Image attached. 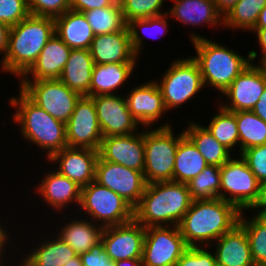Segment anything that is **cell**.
Returning <instances> with one entry per match:
<instances>
[{"label":"cell","mask_w":266,"mask_h":266,"mask_svg":"<svg viewBox=\"0 0 266 266\" xmlns=\"http://www.w3.org/2000/svg\"><path fill=\"white\" fill-rule=\"evenodd\" d=\"M240 214L221 198L193 200L178 227L188 247L210 246L239 224Z\"/></svg>","instance_id":"6da1fadb"},{"label":"cell","mask_w":266,"mask_h":266,"mask_svg":"<svg viewBox=\"0 0 266 266\" xmlns=\"http://www.w3.org/2000/svg\"><path fill=\"white\" fill-rule=\"evenodd\" d=\"M17 96L8 98L9 106L15 108L12 113L14 125L18 124L23 142L36 146L43 151L48 160L53 154L67 147L66 124L53 118L36 105L20 88ZM33 144V145H32ZM42 150V151H41Z\"/></svg>","instance_id":"7a4b0ae2"},{"label":"cell","mask_w":266,"mask_h":266,"mask_svg":"<svg viewBox=\"0 0 266 266\" xmlns=\"http://www.w3.org/2000/svg\"><path fill=\"white\" fill-rule=\"evenodd\" d=\"M189 34L188 39L192 42L196 53L192 58L199 66L204 87L208 89L212 87L214 91L216 89L220 97L237 76L251 64L249 52L247 55H242L238 50L235 51L201 33L197 34V31H189Z\"/></svg>","instance_id":"3957f363"},{"label":"cell","mask_w":266,"mask_h":266,"mask_svg":"<svg viewBox=\"0 0 266 266\" xmlns=\"http://www.w3.org/2000/svg\"><path fill=\"white\" fill-rule=\"evenodd\" d=\"M55 34L52 17L29 15L9 31L8 49L0 59L3 74L20 78L37 60L41 50Z\"/></svg>","instance_id":"277c9868"},{"label":"cell","mask_w":266,"mask_h":266,"mask_svg":"<svg viewBox=\"0 0 266 266\" xmlns=\"http://www.w3.org/2000/svg\"><path fill=\"white\" fill-rule=\"evenodd\" d=\"M192 201L186 183L165 181L147 184L134 208V219L145 228L178 226Z\"/></svg>","instance_id":"5b68a950"},{"label":"cell","mask_w":266,"mask_h":266,"mask_svg":"<svg viewBox=\"0 0 266 266\" xmlns=\"http://www.w3.org/2000/svg\"><path fill=\"white\" fill-rule=\"evenodd\" d=\"M168 66L158 78L160 80H154L161 90L166 110L171 112L182 108L184 104H189L191 100L193 102V99H196L194 97L200 95L198 93L205 87L199 66L192 55L178 57Z\"/></svg>","instance_id":"8992f818"},{"label":"cell","mask_w":266,"mask_h":266,"mask_svg":"<svg viewBox=\"0 0 266 266\" xmlns=\"http://www.w3.org/2000/svg\"><path fill=\"white\" fill-rule=\"evenodd\" d=\"M174 130L173 126L145 128L143 173L147 184L173 181L175 154L179 141L185 136L184 130L179 134Z\"/></svg>","instance_id":"52a82bcc"},{"label":"cell","mask_w":266,"mask_h":266,"mask_svg":"<svg viewBox=\"0 0 266 266\" xmlns=\"http://www.w3.org/2000/svg\"><path fill=\"white\" fill-rule=\"evenodd\" d=\"M78 211L79 215L90 219L103 228L123 224L134 219V208L120 195L96 181L81 187V201Z\"/></svg>","instance_id":"ba28073f"},{"label":"cell","mask_w":266,"mask_h":266,"mask_svg":"<svg viewBox=\"0 0 266 266\" xmlns=\"http://www.w3.org/2000/svg\"><path fill=\"white\" fill-rule=\"evenodd\" d=\"M220 178L221 199L234 204L240 211H249L255 205L260 182L241 155H233L221 166Z\"/></svg>","instance_id":"9c48e42d"},{"label":"cell","mask_w":266,"mask_h":266,"mask_svg":"<svg viewBox=\"0 0 266 266\" xmlns=\"http://www.w3.org/2000/svg\"><path fill=\"white\" fill-rule=\"evenodd\" d=\"M18 87L53 118L67 123L81 95L60 79L17 81Z\"/></svg>","instance_id":"30bf717a"},{"label":"cell","mask_w":266,"mask_h":266,"mask_svg":"<svg viewBox=\"0 0 266 266\" xmlns=\"http://www.w3.org/2000/svg\"><path fill=\"white\" fill-rule=\"evenodd\" d=\"M47 169L44 168L46 172L42 171V174H45L39 177L40 181L37 186L35 184V186L32 187L34 188L33 190H35L32 193H36L35 196L37 197L39 195L38 200L41 198L39 202H43L46 207L48 206V209L50 208V210L44 208V211H55L56 213L54 212L53 214H57L58 216L66 215L63 216L64 218L67 217V215H70L71 212L72 214L73 212H78L81 201V187L75 181L58 173L54 168L52 169V167H48Z\"/></svg>","instance_id":"8fae6325"},{"label":"cell","mask_w":266,"mask_h":266,"mask_svg":"<svg viewBox=\"0 0 266 266\" xmlns=\"http://www.w3.org/2000/svg\"><path fill=\"white\" fill-rule=\"evenodd\" d=\"M188 246L178 226L145 228L142 261L144 266H175Z\"/></svg>","instance_id":"7c38bea8"},{"label":"cell","mask_w":266,"mask_h":266,"mask_svg":"<svg viewBox=\"0 0 266 266\" xmlns=\"http://www.w3.org/2000/svg\"><path fill=\"white\" fill-rule=\"evenodd\" d=\"M265 88L266 66L251 63L216 101L223 109L230 112L252 111Z\"/></svg>","instance_id":"4fadbf2b"},{"label":"cell","mask_w":266,"mask_h":266,"mask_svg":"<svg viewBox=\"0 0 266 266\" xmlns=\"http://www.w3.org/2000/svg\"><path fill=\"white\" fill-rule=\"evenodd\" d=\"M144 82L134 85V87L128 86L127 95H124L132 117L138 122L140 127L144 128L173 126L172 120L160 122L158 126H155L169 112L166 110L161 90L155 80Z\"/></svg>","instance_id":"5bb4252c"},{"label":"cell","mask_w":266,"mask_h":266,"mask_svg":"<svg viewBox=\"0 0 266 266\" xmlns=\"http://www.w3.org/2000/svg\"><path fill=\"white\" fill-rule=\"evenodd\" d=\"M95 181L120 195L135 208L147 185L144 173L113 162L100 156L95 167Z\"/></svg>","instance_id":"9a60e30c"},{"label":"cell","mask_w":266,"mask_h":266,"mask_svg":"<svg viewBox=\"0 0 266 266\" xmlns=\"http://www.w3.org/2000/svg\"><path fill=\"white\" fill-rule=\"evenodd\" d=\"M102 138L94 101L91 97L81 96L66 123L68 147L99 150Z\"/></svg>","instance_id":"2e32d148"},{"label":"cell","mask_w":266,"mask_h":266,"mask_svg":"<svg viewBox=\"0 0 266 266\" xmlns=\"http://www.w3.org/2000/svg\"><path fill=\"white\" fill-rule=\"evenodd\" d=\"M91 98L94 101L103 137L127 135L142 129L128 110L124 93Z\"/></svg>","instance_id":"e0dca14e"},{"label":"cell","mask_w":266,"mask_h":266,"mask_svg":"<svg viewBox=\"0 0 266 266\" xmlns=\"http://www.w3.org/2000/svg\"><path fill=\"white\" fill-rule=\"evenodd\" d=\"M145 227L135 219L104 227L101 241L112 261L142 258Z\"/></svg>","instance_id":"ac0fdd59"},{"label":"cell","mask_w":266,"mask_h":266,"mask_svg":"<svg viewBox=\"0 0 266 266\" xmlns=\"http://www.w3.org/2000/svg\"><path fill=\"white\" fill-rule=\"evenodd\" d=\"M144 129L142 127V131L127 135L103 137L98 150L99 156L104 161L144 172Z\"/></svg>","instance_id":"d6986e66"},{"label":"cell","mask_w":266,"mask_h":266,"mask_svg":"<svg viewBox=\"0 0 266 266\" xmlns=\"http://www.w3.org/2000/svg\"><path fill=\"white\" fill-rule=\"evenodd\" d=\"M98 157V150L67 146L53 154L47 163L52 165L49 167L83 187L95 181Z\"/></svg>","instance_id":"ffe728a7"},{"label":"cell","mask_w":266,"mask_h":266,"mask_svg":"<svg viewBox=\"0 0 266 266\" xmlns=\"http://www.w3.org/2000/svg\"><path fill=\"white\" fill-rule=\"evenodd\" d=\"M51 231V228L46 231L47 233L50 232L51 235L50 233L42 232L45 238L41 235L37 236L40 241L36 240V236L34 237L35 239L27 241L26 244L33 242V240L36 241L33 243L34 245L29 243V246H31L29 250L26 247L28 245H19L21 248H18V253L21 252L22 256L19 254L17 257L21 259L20 262L24 266H64L67 261L78 255L68 244ZM20 249L22 250L20 251Z\"/></svg>","instance_id":"44dd1931"},{"label":"cell","mask_w":266,"mask_h":266,"mask_svg":"<svg viewBox=\"0 0 266 266\" xmlns=\"http://www.w3.org/2000/svg\"><path fill=\"white\" fill-rule=\"evenodd\" d=\"M95 64L138 63L128 26L116 33L96 35L89 48Z\"/></svg>","instance_id":"7402d4cb"},{"label":"cell","mask_w":266,"mask_h":266,"mask_svg":"<svg viewBox=\"0 0 266 266\" xmlns=\"http://www.w3.org/2000/svg\"><path fill=\"white\" fill-rule=\"evenodd\" d=\"M73 215L74 216L71 214L68 216L69 218H65L67 220L59 216L60 219L56 223L61 226L53 225L51 228H54V230L57 228L55 231L53 230V232L80 255L89 251L94 245L101 241L103 227L86 217L80 216L77 212L76 215L74 213Z\"/></svg>","instance_id":"603a6c76"},{"label":"cell","mask_w":266,"mask_h":266,"mask_svg":"<svg viewBox=\"0 0 266 266\" xmlns=\"http://www.w3.org/2000/svg\"><path fill=\"white\" fill-rule=\"evenodd\" d=\"M173 6L167 11L171 19L185 27L206 26L210 29L223 28V17L213 0H171Z\"/></svg>","instance_id":"cb8c5ba5"},{"label":"cell","mask_w":266,"mask_h":266,"mask_svg":"<svg viewBox=\"0 0 266 266\" xmlns=\"http://www.w3.org/2000/svg\"><path fill=\"white\" fill-rule=\"evenodd\" d=\"M70 51L71 48L54 34L41 50L34 64L18 80L59 79Z\"/></svg>","instance_id":"d4e9b609"},{"label":"cell","mask_w":266,"mask_h":266,"mask_svg":"<svg viewBox=\"0 0 266 266\" xmlns=\"http://www.w3.org/2000/svg\"><path fill=\"white\" fill-rule=\"evenodd\" d=\"M218 266H256L244 228L237 224L210 245Z\"/></svg>","instance_id":"484cf974"},{"label":"cell","mask_w":266,"mask_h":266,"mask_svg":"<svg viewBox=\"0 0 266 266\" xmlns=\"http://www.w3.org/2000/svg\"><path fill=\"white\" fill-rule=\"evenodd\" d=\"M137 63L95 64L90 83V97L119 94L134 77ZM120 90V91H119Z\"/></svg>","instance_id":"4316f807"},{"label":"cell","mask_w":266,"mask_h":266,"mask_svg":"<svg viewBox=\"0 0 266 266\" xmlns=\"http://www.w3.org/2000/svg\"><path fill=\"white\" fill-rule=\"evenodd\" d=\"M55 34L71 49H89L95 34L83 12L69 9L54 18Z\"/></svg>","instance_id":"83f0119b"},{"label":"cell","mask_w":266,"mask_h":266,"mask_svg":"<svg viewBox=\"0 0 266 266\" xmlns=\"http://www.w3.org/2000/svg\"><path fill=\"white\" fill-rule=\"evenodd\" d=\"M95 63L89 49H71L60 80L81 96L90 97V83Z\"/></svg>","instance_id":"f1b7e54d"},{"label":"cell","mask_w":266,"mask_h":266,"mask_svg":"<svg viewBox=\"0 0 266 266\" xmlns=\"http://www.w3.org/2000/svg\"><path fill=\"white\" fill-rule=\"evenodd\" d=\"M185 135L192 141L198 152L204 157L208 165L221 167L227 162L233 153L224 145L219 143L208 130L196 122L195 119H188V124L184 128Z\"/></svg>","instance_id":"f546056e"},{"label":"cell","mask_w":266,"mask_h":266,"mask_svg":"<svg viewBox=\"0 0 266 266\" xmlns=\"http://www.w3.org/2000/svg\"><path fill=\"white\" fill-rule=\"evenodd\" d=\"M207 165L206 160L198 152L196 146L185 135L179 141L175 154L173 181L187 184L199 175Z\"/></svg>","instance_id":"4dcf8cb0"},{"label":"cell","mask_w":266,"mask_h":266,"mask_svg":"<svg viewBox=\"0 0 266 266\" xmlns=\"http://www.w3.org/2000/svg\"><path fill=\"white\" fill-rule=\"evenodd\" d=\"M169 19V15L165 13L146 19H134L127 24L130 31L132 49L139 59H141V52H144L145 49V47H143L145 43L144 37L147 36L148 39H160L162 36L165 37L170 27Z\"/></svg>","instance_id":"1f68e13d"},{"label":"cell","mask_w":266,"mask_h":266,"mask_svg":"<svg viewBox=\"0 0 266 266\" xmlns=\"http://www.w3.org/2000/svg\"><path fill=\"white\" fill-rule=\"evenodd\" d=\"M248 214H247V213ZM241 211L239 224L246 231L251 256L256 266H266V216Z\"/></svg>","instance_id":"d6a6232c"},{"label":"cell","mask_w":266,"mask_h":266,"mask_svg":"<svg viewBox=\"0 0 266 266\" xmlns=\"http://www.w3.org/2000/svg\"><path fill=\"white\" fill-rule=\"evenodd\" d=\"M218 106V107H217ZM216 113L211 115L208 125H203L214 138L229 149L234 155L239 154V134L235 115L216 105ZM238 151L234 150V148ZM236 151V152H235Z\"/></svg>","instance_id":"836d02e7"},{"label":"cell","mask_w":266,"mask_h":266,"mask_svg":"<svg viewBox=\"0 0 266 266\" xmlns=\"http://www.w3.org/2000/svg\"><path fill=\"white\" fill-rule=\"evenodd\" d=\"M239 134V155L246 149L266 144V122L252 111L232 112Z\"/></svg>","instance_id":"e575fe53"},{"label":"cell","mask_w":266,"mask_h":266,"mask_svg":"<svg viewBox=\"0 0 266 266\" xmlns=\"http://www.w3.org/2000/svg\"><path fill=\"white\" fill-rule=\"evenodd\" d=\"M266 6V0H239L236 5L223 17V27L251 32L255 26L260 11ZM238 29V30H237Z\"/></svg>","instance_id":"d590c367"},{"label":"cell","mask_w":266,"mask_h":266,"mask_svg":"<svg viewBox=\"0 0 266 266\" xmlns=\"http://www.w3.org/2000/svg\"><path fill=\"white\" fill-rule=\"evenodd\" d=\"M83 13L95 36L116 33L127 26L120 3L117 2L108 7L91 9Z\"/></svg>","instance_id":"8d00e7d4"},{"label":"cell","mask_w":266,"mask_h":266,"mask_svg":"<svg viewBox=\"0 0 266 266\" xmlns=\"http://www.w3.org/2000/svg\"><path fill=\"white\" fill-rule=\"evenodd\" d=\"M220 169L218 166L207 165L187 183L192 200L220 198Z\"/></svg>","instance_id":"74e56055"},{"label":"cell","mask_w":266,"mask_h":266,"mask_svg":"<svg viewBox=\"0 0 266 266\" xmlns=\"http://www.w3.org/2000/svg\"><path fill=\"white\" fill-rule=\"evenodd\" d=\"M167 0H122L123 18L126 24L134 19H146L167 13L162 7ZM163 9V10H162ZM166 11V12H165Z\"/></svg>","instance_id":"f35d334b"},{"label":"cell","mask_w":266,"mask_h":266,"mask_svg":"<svg viewBox=\"0 0 266 266\" xmlns=\"http://www.w3.org/2000/svg\"><path fill=\"white\" fill-rule=\"evenodd\" d=\"M175 266H218L210 246L188 247Z\"/></svg>","instance_id":"ab89813d"},{"label":"cell","mask_w":266,"mask_h":266,"mask_svg":"<svg viewBox=\"0 0 266 266\" xmlns=\"http://www.w3.org/2000/svg\"><path fill=\"white\" fill-rule=\"evenodd\" d=\"M30 15L56 18L69 9L70 0H27Z\"/></svg>","instance_id":"60d3db41"},{"label":"cell","mask_w":266,"mask_h":266,"mask_svg":"<svg viewBox=\"0 0 266 266\" xmlns=\"http://www.w3.org/2000/svg\"><path fill=\"white\" fill-rule=\"evenodd\" d=\"M29 15L27 0H0V21L8 26L17 25Z\"/></svg>","instance_id":"b9f144b4"},{"label":"cell","mask_w":266,"mask_h":266,"mask_svg":"<svg viewBox=\"0 0 266 266\" xmlns=\"http://www.w3.org/2000/svg\"><path fill=\"white\" fill-rule=\"evenodd\" d=\"M240 155L258 181H266V144L248 148Z\"/></svg>","instance_id":"7bdbcfd3"},{"label":"cell","mask_w":266,"mask_h":266,"mask_svg":"<svg viewBox=\"0 0 266 266\" xmlns=\"http://www.w3.org/2000/svg\"><path fill=\"white\" fill-rule=\"evenodd\" d=\"M1 214V213H0ZM8 219H7V217H6V219L5 220H2V216L0 217V265H5V264H9V263H11V262H14V261H16V260H18V259H16V258H14L13 256H18V252H17V250H18V245L16 246V244L17 243H15V242H19V239L17 238L18 236L15 234L14 235V230L12 229V227L11 228H8V224H10L11 223V219H9L8 221L9 222H6V223H4V221H7ZM3 222V223H2ZM7 224V225H6ZM7 226V227H6ZM9 229H11V231L9 230ZM13 230V231H12ZM13 232V233H12ZM12 234H13V236H12ZM15 236H16V238H15ZM11 237H13V238H11ZM15 238V239H14ZM12 239H13V241H12ZM17 239V240H16ZM14 240H16V241H14ZM13 242H14V244H13ZM11 243V244H10ZM13 244V245H12ZM15 246H16V249H15ZM14 248V249H12V252L14 253V254H17V255H14L13 253L12 254H6V253H11V249L10 248ZM7 248H9V249H7ZM6 250L8 251V252H6ZM13 258H12V257ZM8 257V258H7ZM11 257V258H10ZM9 258H10V260H9ZM13 259V260H12ZM15 259V260H14ZM12 260V261H11ZM9 261V262H8Z\"/></svg>","instance_id":"ee69618b"},{"label":"cell","mask_w":266,"mask_h":266,"mask_svg":"<svg viewBox=\"0 0 266 266\" xmlns=\"http://www.w3.org/2000/svg\"><path fill=\"white\" fill-rule=\"evenodd\" d=\"M83 266H100L111 259L104 250L102 241L94 245L89 251L79 255Z\"/></svg>","instance_id":"f6af8a7d"},{"label":"cell","mask_w":266,"mask_h":266,"mask_svg":"<svg viewBox=\"0 0 266 266\" xmlns=\"http://www.w3.org/2000/svg\"><path fill=\"white\" fill-rule=\"evenodd\" d=\"M254 35H256L257 39L256 41L258 42L257 45H259L260 48V59L259 61H256L255 63V59H257L259 56L258 51L253 50L251 48V50H249V57H250V61L252 64L254 65H258V66H266V28H253L252 31L250 32ZM258 63V64H257Z\"/></svg>","instance_id":"bcb514c9"},{"label":"cell","mask_w":266,"mask_h":266,"mask_svg":"<svg viewBox=\"0 0 266 266\" xmlns=\"http://www.w3.org/2000/svg\"><path fill=\"white\" fill-rule=\"evenodd\" d=\"M114 0H70L72 10L85 12L91 9L111 6Z\"/></svg>","instance_id":"7dc6e473"},{"label":"cell","mask_w":266,"mask_h":266,"mask_svg":"<svg viewBox=\"0 0 266 266\" xmlns=\"http://www.w3.org/2000/svg\"><path fill=\"white\" fill-rule=\"evenodd\" d=\"M249 211H253V213L255 214L266 216V181L260 183L259 198L255 205Z\"/></svg>","instance_id":"c3c4849f"},{"label":"cell","mask_w":266,"mask_h":266,"mask_svg":"<svg viewBox=\"0 0 266 266\" xmlns=\"http://www.w3.org/2000/svg\"><path fill=\"white\" fill-rule=\"evenodd\" d=\"M9 31L10 26L0 21V56L4 59L7 49H8V41H9Z\"/></svg>","instance_id":"681fc988"},{"label":"cell","mask_w":266,"mask_h":266,"mask_svg":"<svg viewBox=\"0 0 266 266\" xmlns=\"http://www.w3.org/2000/svg\"><path fill=\"white\" fill-rule=\"evenodd\" d=\"M239 0H213L219 14L224 17Z\"/></svg>","instance_id":"f907efd6"},{"label":"cell","mask_w":266,"mask_h":266,"mask_svg":"<svg viewBox=\"0 0 266 266\" xmlns=\"http://www.w3.org/2000/svg\"><path fill=\"white\" fill-rule=\"evenodd\" d=\"M252 112L266 122V88L255 107L252 109Z\"/></svg>","instance_id":"816d5d0a"},{"label":"cell","mask_w":266,"mask_h":266,"mask_svg":"<svg viewBox=\"0 0 266 266\" xmlns=\"http://www.w3.org/2000/svg\"><path fill=\"white\" fill-rule=\"evenodd\" d=\"M115 266H144L142 258L115 261Z\"/></svg>","instance_id":"f5cc1de1"},{"label":"cell","mask_w":266,"mask_h":266,"mask_svg":"<svg viewBox=\"0 0 266 266\" xmlns=\"http://www.w3.org/2000/svg\"><path fill=\"white\" fill-rule=\"evenodd\" d=\"M253 28H266V6L260 11L257 22Z\"/></svg>","instance_id":"db71d44e"},{"label":"cell","mask_w":266,"mask_h":266,"mask_svg":"<svg viewBox=\"0 0 266 266\" xmlns=\"http://www.w3.org/2000/svg\"><path fill=\"white\" fill-rule=\"evenodd\" d=\"M64 266H83L79 255L66 262Z\"/></svg>","instance_id":"11a10c76"},{"label":"cell","mask_w":266,"mask_h":266,"mask_svg":"<svg viewBox=\"0 0 266 266\" xmlns=\"http://www.w3.org/2000/svg\"><path fill=\"white\" fill-rule=\"evenodd\" d=\"M12 264V265H11ZM24 266L21 262H20V259H18V261H15V262H12V263H9V264H5V265H0V266Z\"/></svg>","instance_id":"9f6ffc18"},{"label":"cell","mask_w":266,"mask_h":266,"mask_svg":"<svg viewBox=\"0 0 266 266\" xmlns=\"http://www.w3.org/2000/svg\"><path fill=\"white\" fill-rule=\"evenodd\" d=\"M100 266H115V262L110 260L109 262H106V264H102Z\"/></svg>","instance_id":"6f0895ef"},{"label":"cell","mask_w":266,"mask_h":266,"mask_svg":"<svg viewBox=\"0 0 266 266\" xmlns=\"http://www.w3.org/2000/svg\"><path fill=\"white\" fill-rule=\"evenodd\" d=\"M114 2L121 3L122 0H114Z\"/></svg>","instance_id":"680465c9"}]
</instances>
